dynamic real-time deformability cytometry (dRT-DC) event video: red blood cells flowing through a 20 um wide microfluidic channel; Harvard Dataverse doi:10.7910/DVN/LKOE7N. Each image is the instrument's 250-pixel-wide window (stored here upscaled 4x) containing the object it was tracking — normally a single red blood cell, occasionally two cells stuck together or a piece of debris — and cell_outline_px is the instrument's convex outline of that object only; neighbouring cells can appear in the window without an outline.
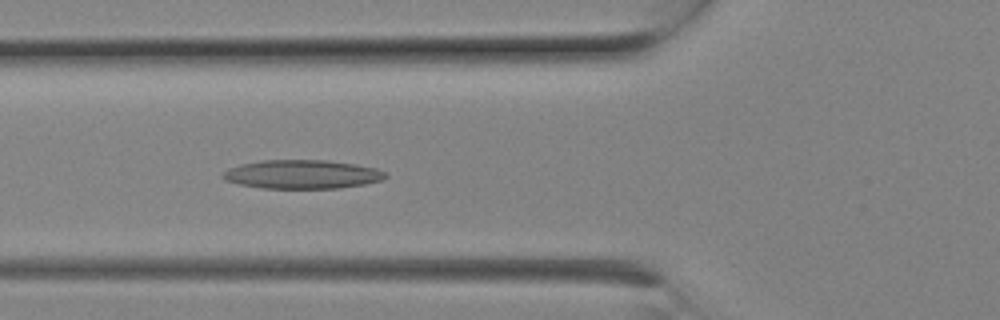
{"species": "Egyptian fruit bat (a non-hibernating species)", "species_latin": "Rousettus aegyptiacus", "temperature_condition": "room temperature", "stored_images_in_passage": 8, "camera_frame_rate_fps": 3000, "um_per_image_px": 0.085, "animal": {"sex": "female"}, "frame": {"image": 1, "passage_image": 8, "time_ms": 2.333, "image_size_px": [1000, 320], "cell_outline_px": [[388, 176], [380, 180], [364, 184], [340, 188], [260, 188], [240, 184], [224, 180], [220, 176], [228, 168], [240, 164], [260, 160], [328, 160], [356, 164], [376, 168], [384, 172]], "centroid_in_image_um": [25.65, 14.81], "position_along_channel_um": 100.2, "area_um2": 27.34}}